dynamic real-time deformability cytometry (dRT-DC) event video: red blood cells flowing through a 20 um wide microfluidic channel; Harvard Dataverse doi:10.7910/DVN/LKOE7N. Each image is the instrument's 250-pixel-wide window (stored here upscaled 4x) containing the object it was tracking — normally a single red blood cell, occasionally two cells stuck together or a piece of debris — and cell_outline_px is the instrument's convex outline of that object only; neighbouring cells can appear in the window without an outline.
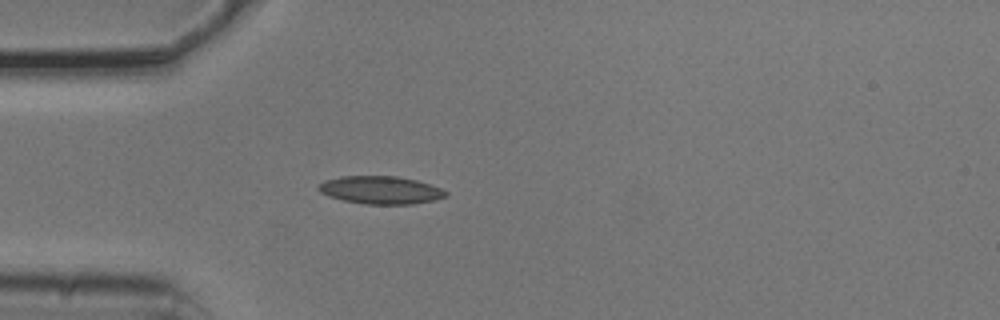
{"species": "common noctule bat (a hibernating species)", "species_latin": "Nyctalus noctula", "temperature_condition": "cold", "stored_images_in_passage": 3, "camera_frame_rate_fps": 3000, "um_per_image_px": 0.085, "animal": {"sex": "male", "body_mass_g": 20.5, "forearm_length_mm": 52.5}, "frame": {"image": 1, "passage_image": 3, "time_ms": 0.667, "image_size_px": [1000, 320], "cell_outline_px": [[448, 196], [436, 200], [412, 204], [364, 204], [344, 200], [328, 196], [320, 192], [316, 188], [324, 180], [340, 176], [396, 176], [416, 180], [440, 188], [448, 192]], "centroid_in_image_um": [32.35, 16.15], "position_along_channel_um": 52.7, "area_um2": 20.69}}